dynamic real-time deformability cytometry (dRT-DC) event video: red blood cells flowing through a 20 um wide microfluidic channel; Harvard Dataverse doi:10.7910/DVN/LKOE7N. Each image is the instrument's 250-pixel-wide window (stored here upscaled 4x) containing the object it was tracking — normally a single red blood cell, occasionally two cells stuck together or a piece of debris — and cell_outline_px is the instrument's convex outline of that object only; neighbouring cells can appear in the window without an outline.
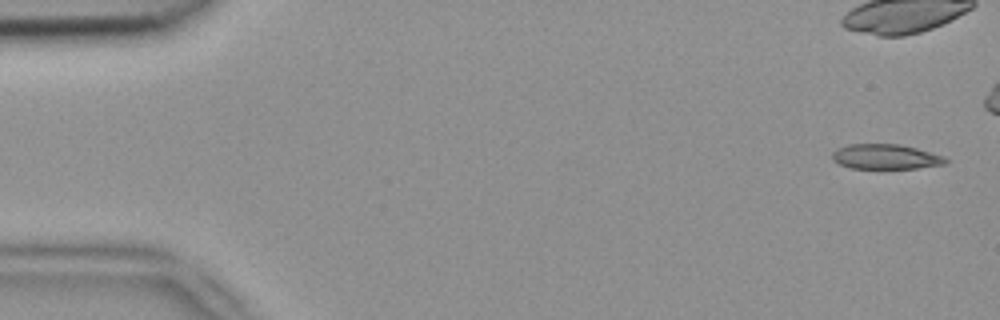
{"species": "common noctule bat (a hibernating species)", "species_latin": "Nyctalus noctula", "temperature_condition": "room temperature", "stored_images_in_passage": 45, "camera_frame_rate_fps": 3000, "um_per_image_px": 0.085, "animal": {"sex": "female", "body_mass_g": 18.4}, "frame": {"image": 1, "passage_image": 1, "time_ms": 0.0, "image_size_px": [1000, 320], "cell_outline_px": [[948, 160], [944, 164], [916, 168], [852, 168], [840, 164], [832, 160], [832, 152], [836, 148], [848, 144], [900, 144], [916, 148], [944, 156]], "centroid_in_image_um": [75.24, 13.31], "position_along_channel_um": 9.8, "area_um2": 16.42}}